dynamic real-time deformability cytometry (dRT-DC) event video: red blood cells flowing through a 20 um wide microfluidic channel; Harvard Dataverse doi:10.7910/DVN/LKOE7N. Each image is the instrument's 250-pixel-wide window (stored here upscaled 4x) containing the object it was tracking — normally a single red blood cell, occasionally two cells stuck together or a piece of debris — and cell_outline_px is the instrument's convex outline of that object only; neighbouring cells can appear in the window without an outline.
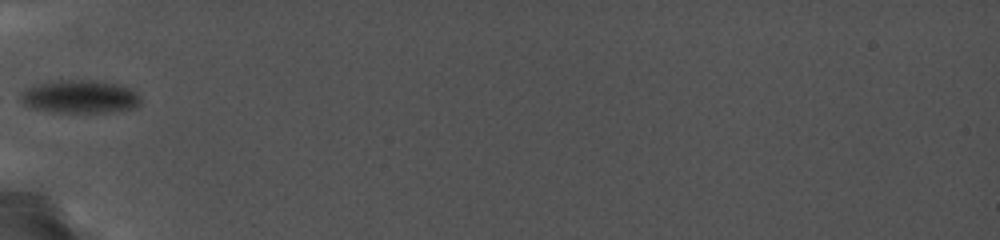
{"species": "common noctule bat (a hibernating species)", "species_latin": "Nyctalus noctula", "temperature_condition": "cold", "stored_images_in_passage": 49, "camera_frame_rate_fps": 5000, "um_per_image_px": 0.085, "animal": {"sex": "female", "body_mass_g": 19.0, "forearm_length_mm": 56.7}, "frame": {"image": 1, "passage_image": 1, "time_ms": 0.0, "image_size_px": [1000, 240], "cell_outline_px": [[140, 104], [136, 108], [108, 112], [60, 112], [32, 108], [24, 104], [20, 100], [20, 96], [28, 88], [40, 84], [60, 80], [88, 80], [112, 84], [124, 88], [132, 92], [140, 100]], "centroid_in_image_um": [6.75, 8.24], "position_along_channel_um": 78.3, "area_um2": 22.25}}